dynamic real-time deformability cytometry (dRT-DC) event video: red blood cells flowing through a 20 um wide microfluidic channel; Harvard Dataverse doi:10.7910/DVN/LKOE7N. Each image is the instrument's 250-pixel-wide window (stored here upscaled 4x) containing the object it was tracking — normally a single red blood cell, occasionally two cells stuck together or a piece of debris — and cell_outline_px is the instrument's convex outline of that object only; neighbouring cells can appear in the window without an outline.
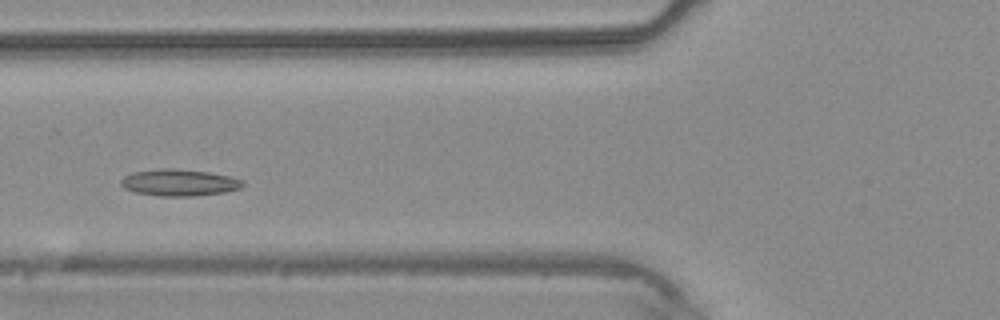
{"species": "common noctule bat (a hibernating species)", "species_latin": "Nyctalus noctula", "temperature_condition": "warm", "stored_images_in_passage": 2, "camera_frame_rate_fps": 3000, "um_per_image_px": 0.085, "animal": {"sex": "male", "body_mass_g": 20.4}, "frame": {"image": 1, "passage_image": 2, "time_ms": 1.0, "image_size_px": [1000, 320], "cell_outline_px": [[244, 184], [240, 188], [224, 192], [196, 196], [160, 196], [136, 192], [124, 188], [120, 184], [120, 180], [124, 176], [132, 172], [160, 168], [172, 168], [208, 172], [232, 176], [244, 180]], "centroid_in_image_um": [15.24, 15.51], "position_along_channel_um": 110.6, "area_um2": 19.07}}